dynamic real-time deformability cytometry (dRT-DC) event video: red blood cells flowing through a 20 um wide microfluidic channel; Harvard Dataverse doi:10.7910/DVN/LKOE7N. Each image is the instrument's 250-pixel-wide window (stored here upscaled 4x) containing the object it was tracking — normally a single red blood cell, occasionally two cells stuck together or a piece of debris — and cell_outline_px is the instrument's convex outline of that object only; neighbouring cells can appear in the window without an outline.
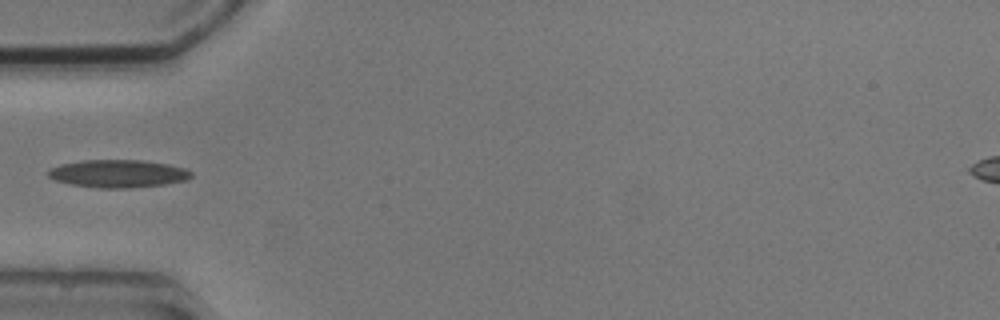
{"species": "common noctule bat (a hibernating species)", "species_latin": "Nyctalus noctula", "temperature_condition": "cold", "stored_images_in_passage": 3, "camera_frame_rate_fps": 3000, "um_per_image_px": 0.085, "animal": {"sex": "male", "body_mass_g": 20.5, "forearm_length_mm": 52.5}, "frame": {"image": 1, "passage_image": 3, "time_ms": 2.0, "image_size_px": [1000, 320], "cell_outline_px": [[192, 176], [188, 180], [164, 184], [128, 188], [100, 188], [72, 184], [56, 180], [48, 176], [48, 168], [60, 164], [84, 160], [140, 160], [168, 164], [184, 168], [192, 172]], "centroid_in_image_um": [10.04, 14.75], "position_along_channel_um": 75.0, "area_um2": 23.06}}